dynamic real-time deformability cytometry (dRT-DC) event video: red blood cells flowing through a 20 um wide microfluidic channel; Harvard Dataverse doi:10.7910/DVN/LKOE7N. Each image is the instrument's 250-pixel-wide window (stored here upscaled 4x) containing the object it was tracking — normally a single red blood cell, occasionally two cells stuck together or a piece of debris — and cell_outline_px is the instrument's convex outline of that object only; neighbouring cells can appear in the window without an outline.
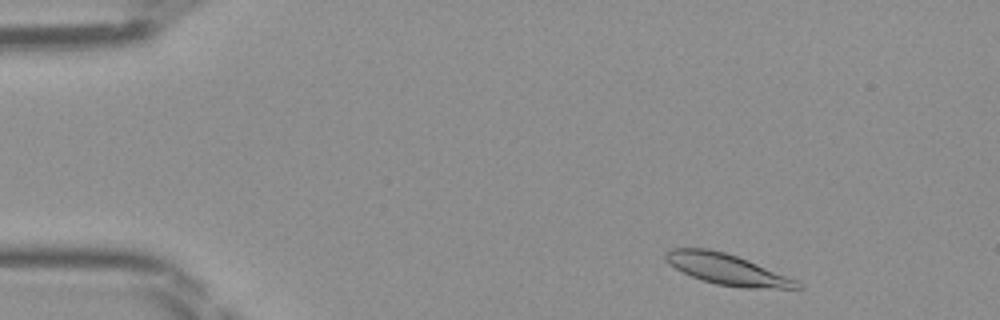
{"species": "Egyptian fruit bat (a non-hibernating species)", "species_latin": "Rousettus aegyptiacus", "temperature_condition": "room temperature", "stored_images_in_passage": 44, "camera_frame_rate_fps": 3000, "um_per_image_px": 0.085, "frame": {"image": 1, "passage_image": 3, "time_ms": 0.667, "image_size_px": [1000, 320], "cell_outline_px": [[804, 288], [740, 288], [716, 284], [692, 276], [668, 264], [664, 256], [664, 252], [668, 248], [708, 248], [724, 252], [748, 260], [796, 280]], "centroid_in_image_um": [61.74, 22.88], "position_along_channel_um": 23.3, "area_um2": 23.41}}
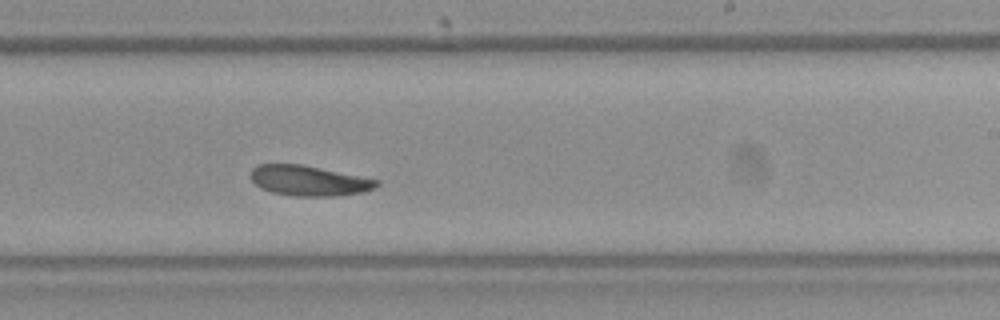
{"frame": {"image": 2, "passage_image": 26, "time_ms": 8.333, "image_size_px": [1000, 320], "cell_outline_px": [[380, 184], [376, 188], [364, 192], [340, 196], [292, 196], [272, 192], [260, 188], [252, 180], [252, 168], [256, 164], [300, 164], [380, 180]], "centroid_in_image_um": [26.29, 15.37], "position_along_channel_um": 262.7, "area_um2": 22.25}}
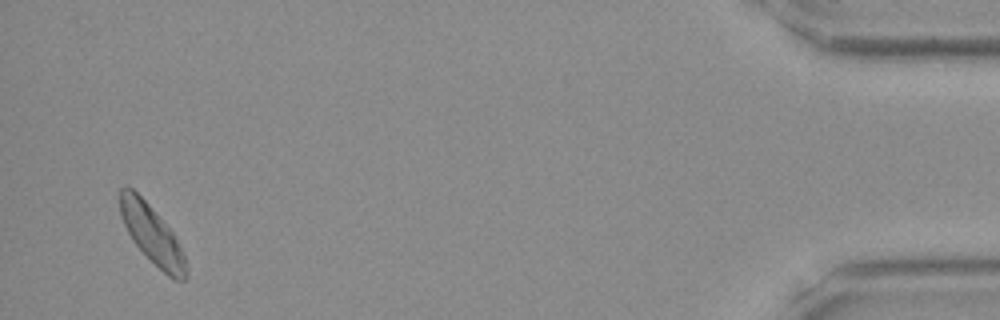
{"frame": {"image": 3, "passage_image": 43, "time_ms": 14.0, "image_size_px": [1000, 320], "cell_outline_px": [[188, 276], [184, 280], [176, 280], [168, 276], [136, 244], [128, 232], [120, 216], [120, 188], [132, 188], [148, 204], [172, 232], [184, 256], [188, 268]], "centroid_in_image_um": [12.93, 19.95], "position_along_channel_um": 422.3, "area_um2": 21.62}}